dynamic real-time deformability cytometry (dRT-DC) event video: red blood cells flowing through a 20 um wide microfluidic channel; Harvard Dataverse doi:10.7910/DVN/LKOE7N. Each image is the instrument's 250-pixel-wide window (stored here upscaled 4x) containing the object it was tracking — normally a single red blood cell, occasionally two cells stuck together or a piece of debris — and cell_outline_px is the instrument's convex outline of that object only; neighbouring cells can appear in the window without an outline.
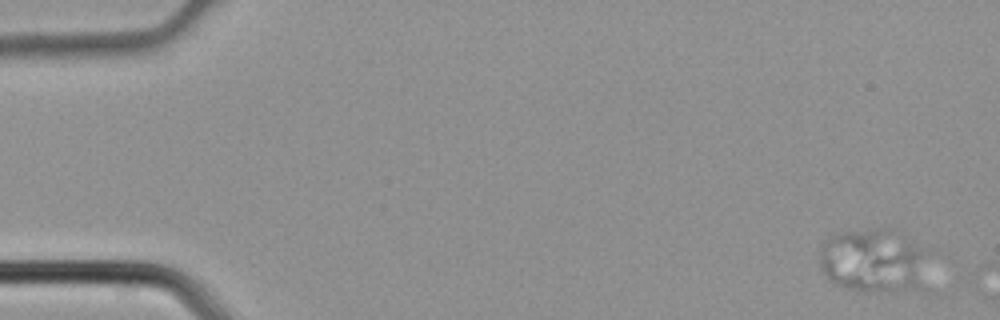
{"species": "common noctule bat (a hibernating species)", "species_latin": "Nyctalus noctula", "temperature_condition": "cold", "stored_images_in_passage": 2, "segment_of_instrument_passage": [1, 2], "camera_frame_rate_fps": 3000, "um_per_image_px": 0.085, "animal": {"sex": "male", "body_mass_g": 21.5, "forearm_length_mm": 52.0}, "frame": {"image": 1, "passage_image": 1, "time_ms": 0.0, "image_size_px": [1000, 320], "cell_outline_px": [[924, 288], [872, 292], [844, 288], [836, 284], [820, 268], [820, 252], [824, 244], [832, 236], [840, 232], [876, 228], [892, 228], [904, 236], [920, 252]], "centroid_in_image_um": [74.15, 22.17], "position_along_channel_um": 10.9, "area_um2": 39.19}}